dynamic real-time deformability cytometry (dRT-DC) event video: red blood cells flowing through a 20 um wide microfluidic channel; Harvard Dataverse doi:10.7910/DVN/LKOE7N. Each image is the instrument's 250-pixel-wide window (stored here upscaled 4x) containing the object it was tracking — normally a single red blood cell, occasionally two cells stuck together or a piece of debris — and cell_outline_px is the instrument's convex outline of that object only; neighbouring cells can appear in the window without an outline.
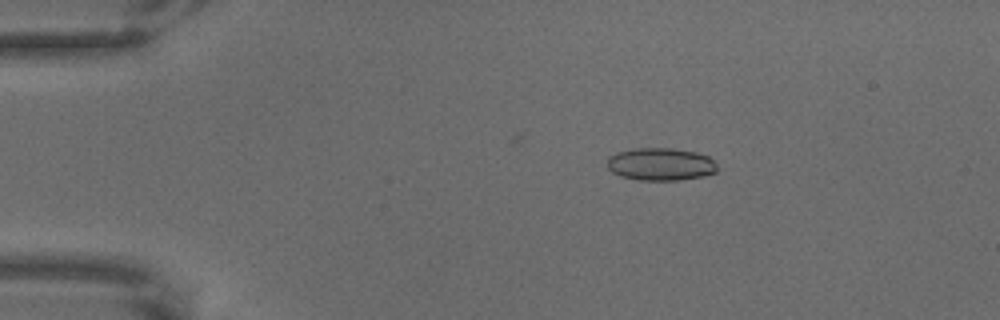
{"species": "common noctule bat (a hibernating species)", "species_latin": "Nyctalus noctula", "temperature_condition": "warm", "stored_images_in_passage": 65, "camera_frame_rate_fps": 3000, "um_per_image_px": 0.085, "animal": {"sex": "male", "body_mass_g": 18.8}, "frame": {"image": 1, "passage_image": 12, "time_ms": 3.667, "image_size_px": [1000, 320], "cell_outline_px": [[716, 172], [704, 176], [680, 180], [640, 180], [620, 176], [612, 172], [608, 168], [608, 156], [616, 152], [636, 148], [672, 148], [696, 152], [708, 156], [716, 164]], "centroid_in_image_um": [56.14, 13.95], "position_along_channel_um": 28.9, "area_um2": 20.98}}
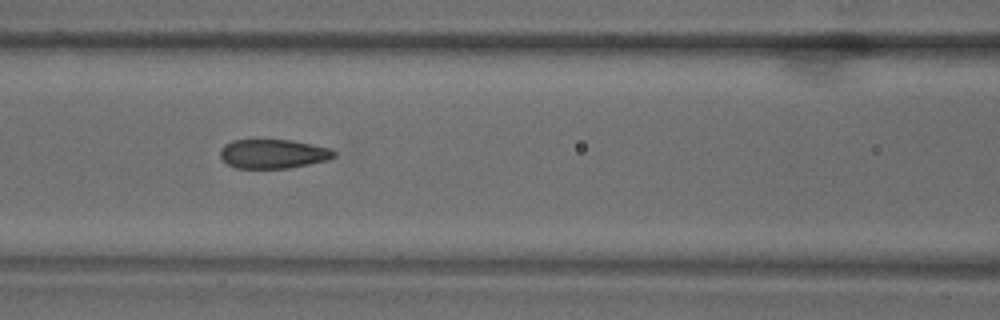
{"frame": {"image": 2, "passage_image": 29, "time_ms": 9.333, "image_size_px": [1000, 320], "cell_outline_px": [[336, 156], [328, 160], [288, 168], [236, 168], [228, 164], [220, 156], [220, 152], [224, 144], [232, 140], [252, 136], [256, 136], [292, 140], [332, 148], [336, 152]], "centroid_in_image_um": [23.19, 13.01], "position_along_channel_um": 143.4, "area_um2": 20.29}}
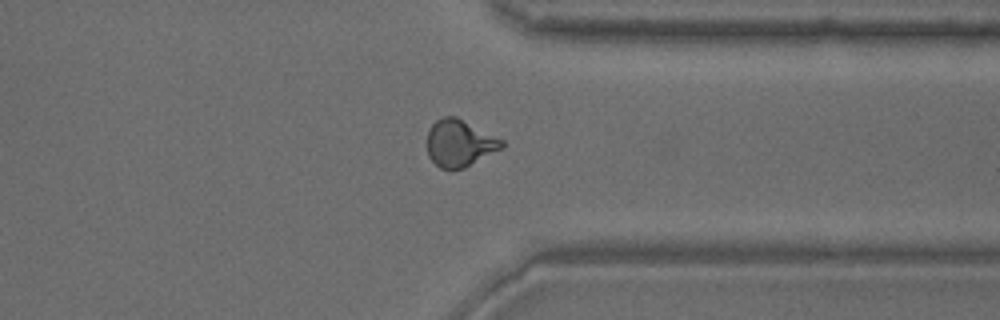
{"frame": {"image": 3, "passage_image": 51, "time_ms": 16.667, "image_size_px": [1000, 320], "cell_outline_px": [[504, 148], [464, 168], [440, 168], [428, 156], [428, 128], [436, 120], [444, 116], [456, 116], [504, 140]], "centroid_in_image_um": [39.09, 12.16], "position_along_channel_um": 372.3, "area_um2": 20.4}}